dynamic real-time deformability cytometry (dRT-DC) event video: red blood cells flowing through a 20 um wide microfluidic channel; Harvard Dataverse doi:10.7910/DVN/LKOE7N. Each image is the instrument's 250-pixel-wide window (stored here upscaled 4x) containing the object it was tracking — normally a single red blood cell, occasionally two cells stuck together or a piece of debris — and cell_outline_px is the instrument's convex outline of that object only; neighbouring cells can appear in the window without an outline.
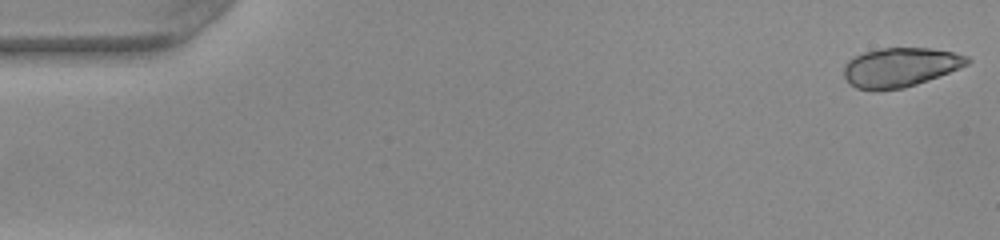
{"species": "common noctule bat (a hibernating species)", "species_latin": "Nyctalus noctula", "temperature_condition": "warm", "stored_images_in_passage": 50, "camera_frame_rate_fps": 3000, "um_per_image_px": 0.085, "animal": {"sex": "female", "body_mass_g": 22.0, "forearm_length_mm": 56.7}, "frame": {"image": 1, "passage_image": 1, "time_ms": 0.0, "image_size_px": [1000, 240], "cell_outline_px": [[972, 60], [968, 64], [960, 68], [916, 84], [904, 88], [876, 92], [856, 88], [848, 84], [844, 76], [844, 64], [848, 60], [864, 52], [880, 48], [932, 48], [952, 52], [968, 56]], "centroid_in_image_um": [76.48, 5.73], "position_along_channel_um": 8.5, "area_um2": 28.5}}
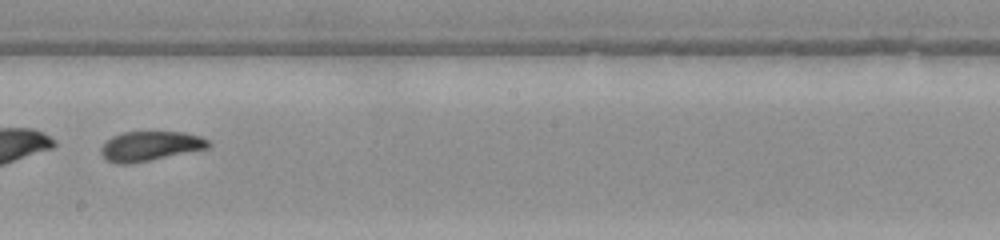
{"frame": {"image": 2, "passage_image": 29, "time_ms": 9.333, "image_size_px": [1000, 240], "cell_outline_px": [[212, 144], [208, 148], [128, 164], [116, 164], [108, 160], [100, 152], [100, 148], [112, 136], [124, 132], [184, 132], [200, 136], [208, 140]], "centroid_in_image_um": [12.77, 12.41], "position_along_channel_um": 235.4, "area_um2": 18.26}}
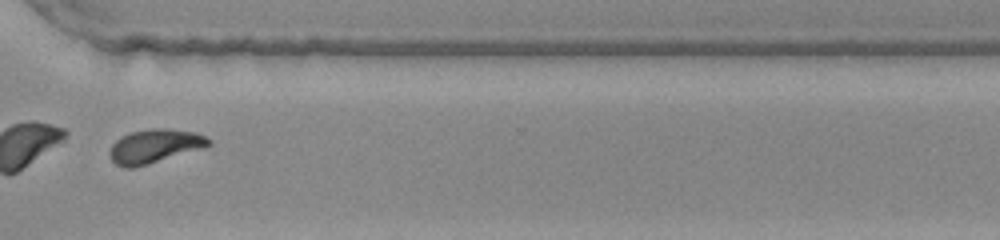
{"frame": {"image": 3, "passage_image": 38, "time_ms": 12.333, "image_size_px": [1000, 240], "cell_outline_px": [[212, 144], [204, 148], [132, 168], [124, 168], [116, 164], [112, 160], [108, 152], [112, 144], [120, 136], [132, 132], [152, 128], [164, 128], [196, 132], [212, 140]], "centroid_in_image_um": [13.14, 12.41], "position_along_channel_um": 357.5, "area_um2": 19.48}, "authors_computed_cell_mechanics": {"area_um2": 23.7558, "velocity_mm_per_s": 4.0524, "shape_relaxation_time_tau1_ms": 5.5503, "shape_relaxation_time_tau2_ms": 1.8844, "deformation_change_tau1": 0.1993, "deformation_change_tau2": 0.076}}